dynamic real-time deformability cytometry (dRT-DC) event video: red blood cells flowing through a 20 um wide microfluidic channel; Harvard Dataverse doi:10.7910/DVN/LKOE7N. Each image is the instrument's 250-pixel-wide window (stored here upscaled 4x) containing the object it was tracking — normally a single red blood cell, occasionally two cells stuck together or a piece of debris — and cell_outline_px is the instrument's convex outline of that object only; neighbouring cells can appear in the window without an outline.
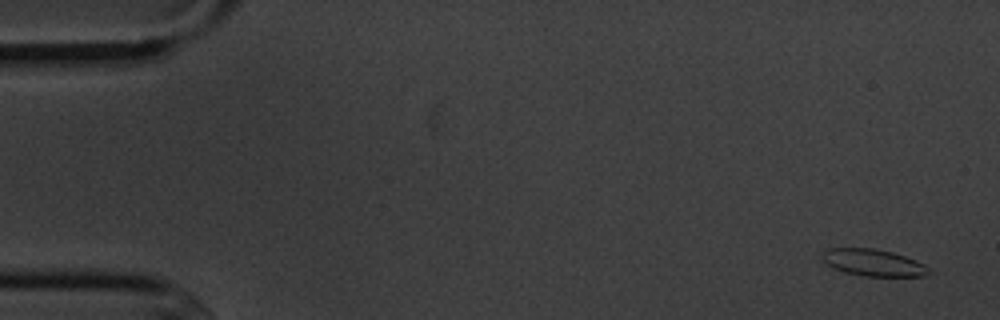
{"species": "common noctule bat (a hibernating species)", "species_latin": "Nyctalus noctula", "temperature_condition": "cold", "stored_images_in_passage": 5, "camera_frame_rate_fps": 3000, "um_per_image_px": 0.085, "animal": {"sex": "male", "body_mass_g": 20.1, "forearm_length_mm": 53.5}, "frame": {"image": 1, "passage_image": 1, "time_ms": 0.0, "image_size_px": [1000, 320], "cell_outline_px": [[936, 272], [924, 276], [864, 276], [844, 272], [828, 264], [820, 256], [828, 248], [876, 248], [892, 252], [916, 260], [924, 264]], "centroid_in_image_um": [74.3, 22.33], "position_along_channel_um": 10.7, "area_um2": 16.76}}
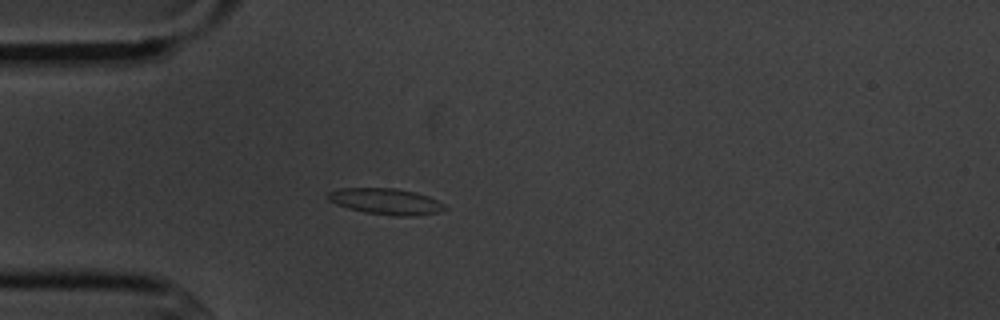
{"frame": {"image": 2, "passage_image": 5, "time_ms": 4.333, "image_size_px": [1000, 320], "cell_outline_px": [[448, 208], [440, 212], [416, 216], [392, 216], [364, 212], [348, 208], [336, 204], [328, 200], [328, 192], [340, 188], [396, 188], [416, 192], [428, 196], [444, 204]], "centroid_in_image_um": [32.82, 17.13], "position_along_channel_um": 52.2, "area_um2": 17.92}}